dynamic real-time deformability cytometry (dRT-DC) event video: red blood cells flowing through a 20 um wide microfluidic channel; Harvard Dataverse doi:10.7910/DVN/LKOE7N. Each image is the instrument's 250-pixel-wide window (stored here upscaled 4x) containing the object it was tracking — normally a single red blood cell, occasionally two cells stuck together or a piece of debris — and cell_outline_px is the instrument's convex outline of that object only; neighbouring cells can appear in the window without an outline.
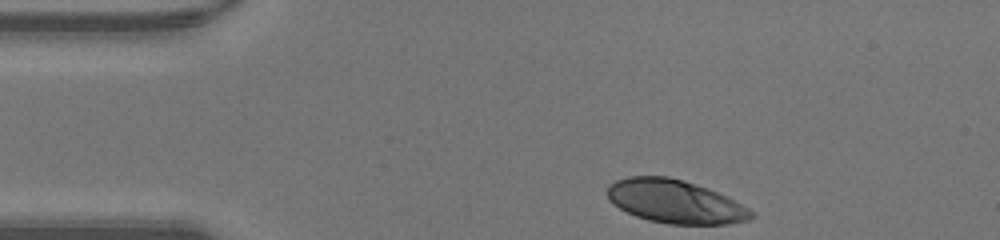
{"species": "human", "species_latin": "Homo sapiens", "temperature_condition": "warm", "stored_images_in_passage": 31, "camera_frame_rate_fps": 3000, "um_per_image_px": 0.085, "donor": {"sex": "male"}, "frame": {"image": 1, "passage_image": 1, "time_ms": 0.0, "image_size_px": [1000, 240], "cell_outline_px": [[756, 216], [748, 220], [728, 224], [668, 224], [648, 220], [636, 216], [620, 208], [608, 200], [608, 184], [616, 180], [628, 176], [668, 176], [684, 180], [708, 188], [728, 196], [756, 212]], "centroid_in_image_um": [57.42, 17.13], "position_along_channel_um": 27.6, "area_um2": 36.65}}
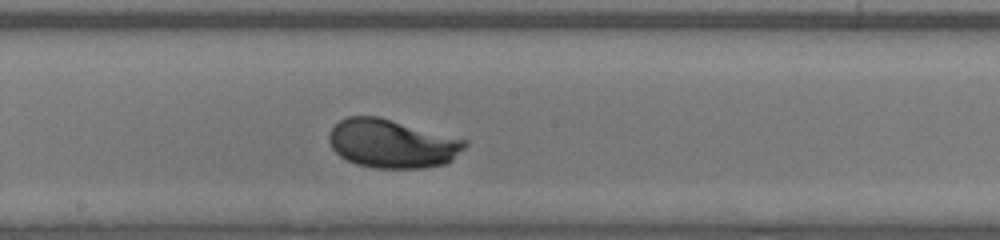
{"frame": {"image": 2, "passage_image": 18, "time_ms": 5.667, "image_size_px": [1000, 240], "cell_outline_px": [[468, 144], [452, 160], [444, 164], [424, 168], [372, 168], [356, 164], [340, 156], [332, 148], [328, 140], [328, 132], [340, 120], [348, 116], [380, 116], [468, 140]], "centroid_in_image_um": [33.32, 12.2], "position_along_channel_um": 214.9, "area_um2": 38.73}}
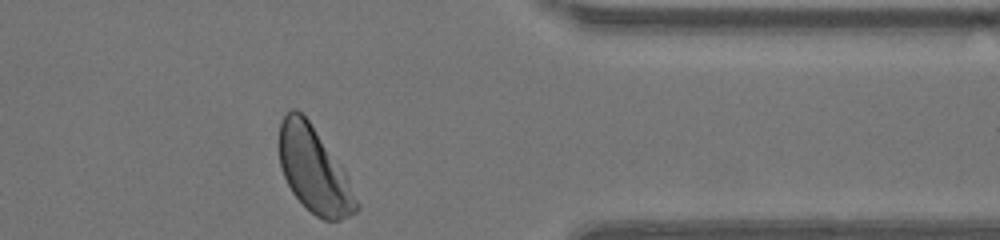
{"frame": {"image": 3, "passage_image": 31, "time_ms": 10.0, "image_size_px": [1000, 240], "cell_outline_px": [[360, 208], [356, 212], [340, 220], [324, 220], [316, 216], [292, 192], [284, 176], [280, 164], [280, 120], [292, 108], [296, 108], [308, 120], [348, 176], [360, 204]], "centroid_in_image_um": [26.72, 14.48], "position_along_channel_um": 384.7, "area_um2": 37.86}, "authors_computed_cell_mechanics": {"area_um2": 37.859, "velocity_mm_per_s": 4.3288, "shape_relaxation_time_tau1_ms": 2.1804, "shape_relaxation_time_tau2_ms": null, "deformation_change_tau1": 0.1572, "deformation_change_tau2": null}}